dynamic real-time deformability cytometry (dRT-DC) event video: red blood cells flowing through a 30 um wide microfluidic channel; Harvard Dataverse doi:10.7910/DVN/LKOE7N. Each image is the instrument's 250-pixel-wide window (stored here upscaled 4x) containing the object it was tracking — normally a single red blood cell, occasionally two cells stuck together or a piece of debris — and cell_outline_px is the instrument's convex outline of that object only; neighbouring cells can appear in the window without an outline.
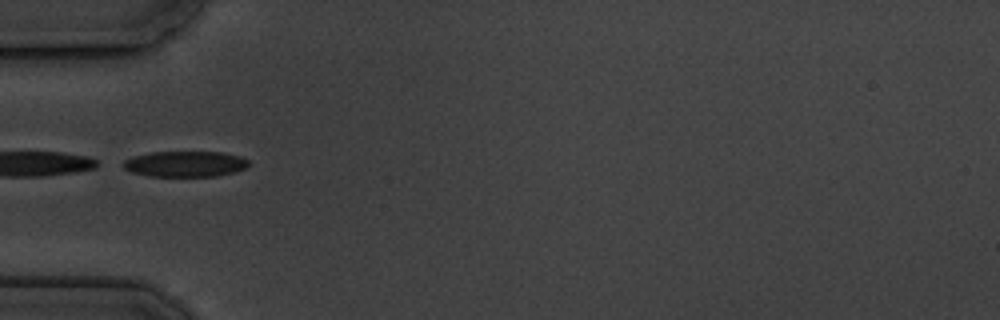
{"species": "common noctule bat (a hibernating species)", "species_latin": "Nyctalus noctula", "temperature_condition": "cold", "stored_images_in_passage": 7, "camera_frame_rate_fps": 3000, "um_per_image_px": 0.085, "animal": {"sex": "male", "body_mass_g": 19.5, "forearm_length_mm": 54.6}, "frame": {"image": 1, "passage_image": 3, "time_ms": 2.667, "image_size_px": [1000, 320], "cell_outline_px": [[248, 168], [236, 172], [216, 176], [148, 176], [132, 172], [124, 168], [120, 164], [124, 160], [132, 156], [152, 152], [220, 152], [240, 156], [248, 160]], "centroid_in_image_um": [15.73, 13.94], "position_along_channel_um": 69.3, "area_um2": 18.96}}
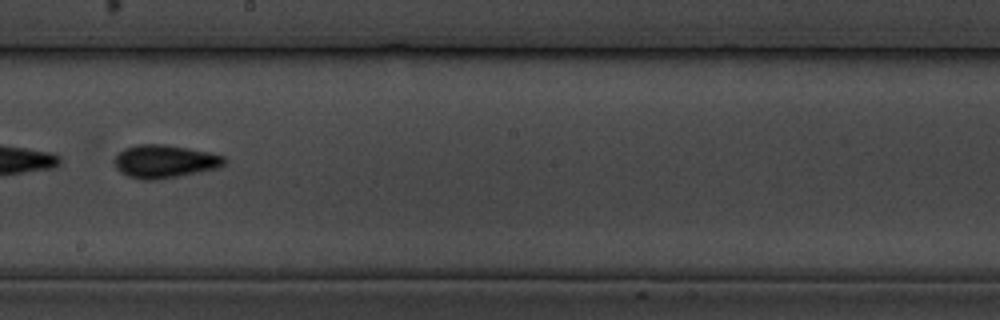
{"frame": {"image": 2, "passage_image": 7, "time_ms": 7.333, "image_size_px": [1000, 320], "cell_outline_px": [[228, 160], [224, 164], [216, 168], [156, 180], [140, 180], [128, 176], [120, 172], [116, 168], [116, 156], [124, 148], [136, 144], [164, 144], [188, 148], [208, 152], [224, 156]], "centroid_in_image_um": [13.98, 13.71], "position_along_channel_um": 234.2, "area_um2": 20.98}}